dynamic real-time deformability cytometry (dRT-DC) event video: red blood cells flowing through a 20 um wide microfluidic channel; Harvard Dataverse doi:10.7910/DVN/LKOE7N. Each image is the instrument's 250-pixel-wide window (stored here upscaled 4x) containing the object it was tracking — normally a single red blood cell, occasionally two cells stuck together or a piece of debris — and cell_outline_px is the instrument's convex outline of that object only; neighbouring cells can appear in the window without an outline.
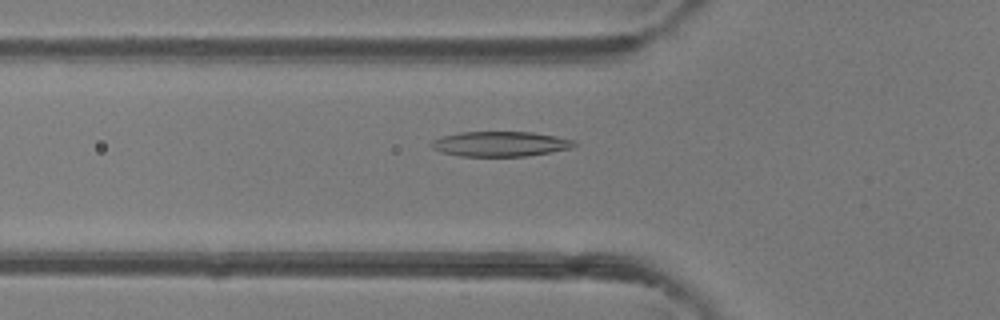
{"species": "common noctule bat (a hibernating species)", "species_latin": "Nyctalus noctula", "temperature_condition": "room temperature", "stored_images_in_passage": 48, "camera_frame_rate_fps": 3000, "um_per_image_px": 0.085, "animal": {"sex": "female"}, "frame": {"image": 1, "passage_image": 17, "time_ms": 5.333, "image_size_px": [1000, 320], "cell_outline_px": [[580, 144], [572, 148], [524, 156], [460, 156], [440, 152], [432, 148], [428, 144], [432, 140], [440, 136], [460, 132], [532, 132], [556, 136], [576, 140]], "centroid_in_image_um": [42.51, 12.23], "position_along_channel_um": 83.3, "area_um2": 21.04}}
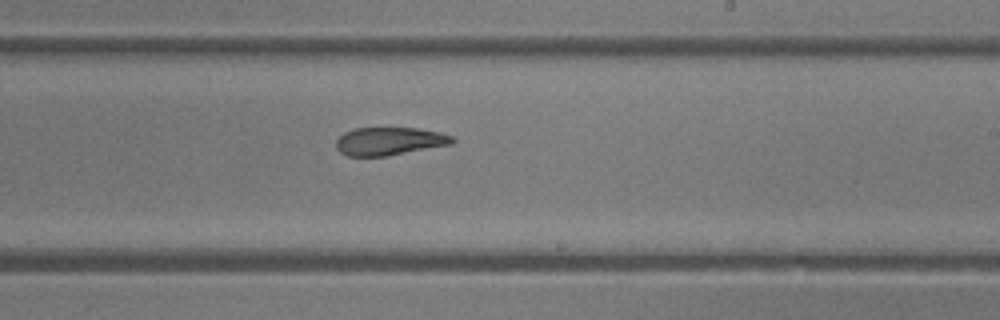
{"frame": {"image": 2, "passage_image": 29, "time_ms": 9.333, "image_size_px": [1000, 320], "cell_outline_px": [[456, 140], [452, 144], [388, 156], [348, 156], [340, 152], [336, 148], [336, 140], [344, 132], [356, 128], [416, 128], [440, 132], [452, 136]], "centroid_in_image_um": [33.1, 12.0], "position_along_channel_um": 255.9, "area_um2": 19.02}}
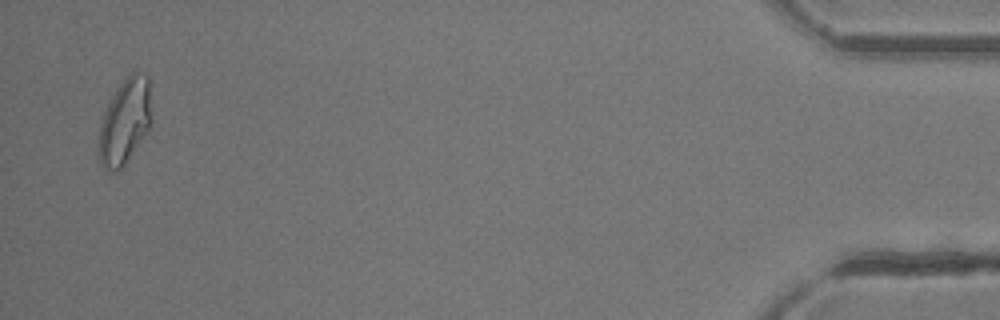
{"frame": {"image": 3, "passage_image": 47, "time_ms": 15.333, "image_size_px": [1000, 320], "cell_outline_px": [[152, 120], [148, 128], [124, 164], [116, 172], [112, 172], [104, 168], [100, 164], [96, 144], [100, 124], [104, 112], [112, 96], [120, 84], [132, 72], [144, 72], [148, 76]], "centroid_in_image_um": [10.58, 10.33], "position_along_channel_um": 424.6, "area_um2": 26.18}, "authors_computed_cell_mechanics": {"area_um2": 21.3282, "velocity_mm_per_s": 4.3007, "shape_relaxation_time_tau1_ms": 10.5565, "shape_relaxation_time_tau2_ms": 2.801, "deformation_change_tau1": 0.2868, "deformation_change_tau2": 0.0969}}